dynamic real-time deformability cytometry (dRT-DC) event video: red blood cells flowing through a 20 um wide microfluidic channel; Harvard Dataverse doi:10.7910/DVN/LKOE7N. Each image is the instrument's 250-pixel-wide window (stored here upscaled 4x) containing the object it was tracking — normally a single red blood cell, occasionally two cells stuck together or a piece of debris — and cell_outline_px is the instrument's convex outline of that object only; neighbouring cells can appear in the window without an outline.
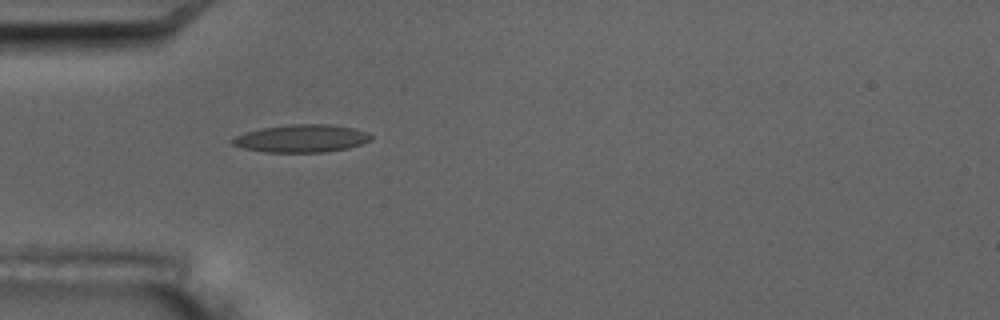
{"species": "common noctule bat (a hibernating species)", "species_latin": "Nyctalus noctula", "temperature_condition": "room temperature", "stored_images_in_passage": 5, "camera_frame_rate_fps": 3000, "um_per_image_px": 0.085, "animal": {"sex": "male", "body_mass_g": 17.5, "forearm_length_mm": 52.3}, "frame": {"image": 1, "passage_image": 5, "time_ms": 4.667, "image_size_px": [1000, 320], "cell_outline_px": [[372, 140], [348, 148], [324, 152], [264, 152], [240, 148], [232, 144], [228, 140], [232, 136], [244, 132], [260, 128], [288, 124], [328, 124], [352, 128], [368, 132], [372, 136]], "centroid_in_image_um": [25.54, 11.76], "position_along_channel_um": 59.5, "area_um2": 22.72}}